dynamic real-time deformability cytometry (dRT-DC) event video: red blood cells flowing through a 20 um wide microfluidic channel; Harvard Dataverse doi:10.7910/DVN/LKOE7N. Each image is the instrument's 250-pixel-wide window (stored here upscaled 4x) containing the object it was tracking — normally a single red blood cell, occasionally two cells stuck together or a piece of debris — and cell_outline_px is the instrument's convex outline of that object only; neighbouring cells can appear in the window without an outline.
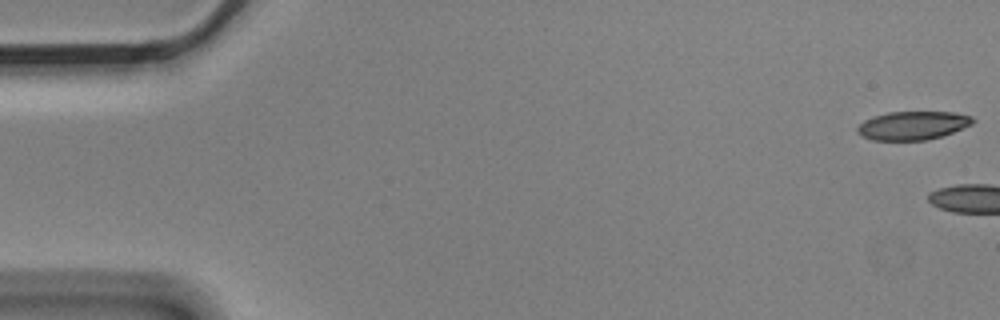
{"species": "Egyptian fruit bat (a non-hibernating species)", "species_latin": "Rousettus aegyptiacus", "temperature_condition": "cold", "stored_images_in_passage": 4, "camera_frame_rate_fps": 3000, "um_per_image_px": 0.085, "animal": {"sex": "male"}, "frame": {"image": 1, "passage_image": 1, "time_ms": 0.0, "image_size_px": [1000, 320], "cell_outline_px": [[976, 120], [972, 124], [952, 132], [928, 140], [872, 140], [860, 136], [856, 132], [856, 128], [864, 120], [872, 116], [888, 112], [956, 112], [972, 116]], "centroid_in_image_um": [77.56, 10.66], "position_along_channel_um": 7.4, "area_um2": 19.31}}